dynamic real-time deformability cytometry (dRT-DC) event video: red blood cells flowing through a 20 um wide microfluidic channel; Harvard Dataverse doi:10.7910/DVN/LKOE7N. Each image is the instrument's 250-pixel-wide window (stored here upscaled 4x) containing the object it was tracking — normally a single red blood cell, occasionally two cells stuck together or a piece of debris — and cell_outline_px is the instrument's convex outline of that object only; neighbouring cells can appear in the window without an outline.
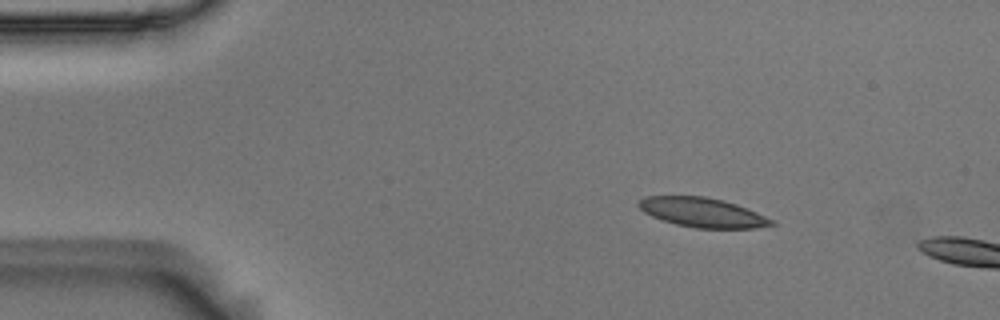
{"species": "Egyptian fruit bat (a non-hibernating species)", "species_latin": "Rousettus aegyptiacus", "temperature_condition": "room temperature", "stored_images_in_passage": 4, "camera_frame_rate_fps": 3000, "um_per_image_px": 0.085, "animal": {"sex": "male"}, "frame": {"image": 1, "passage_image": 2, "time_ms": 0.333, "image_size_px": [1000, 320], "cell_outline_px": [[776, 224], [756, 228], [696, 228], [676, 224], [652, 216], [644, 212], [636, 204], [644, 196], [704, 196], [724, 200], [736, 204], [756, 212], [772, 220]], "centroid_in_image_um": [59.69, 18.05], "position_along_channel_um": 25.3, "area_um2": 22.6}}